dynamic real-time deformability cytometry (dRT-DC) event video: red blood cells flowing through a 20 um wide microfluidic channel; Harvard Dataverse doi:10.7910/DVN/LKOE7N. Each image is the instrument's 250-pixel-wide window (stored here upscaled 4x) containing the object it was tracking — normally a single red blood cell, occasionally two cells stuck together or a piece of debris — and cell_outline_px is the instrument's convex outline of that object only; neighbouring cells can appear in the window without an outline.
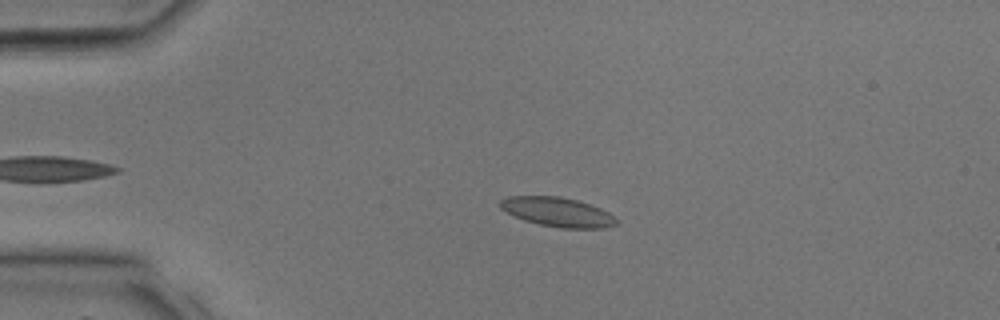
{"species": "common noctule bat (a hibernating species)", "species_latin": "Nyctalus noctula", "temperature_condition": "room temperature", "stored_images_in_passage": 31, "camera_frame_rate_fps": 3000, "um_per_image_px": 0.085, "animal": {"sex": "male", "body_mass_g": 17.9, "forearm_length_mm": 54.2}, "frame": {"image": 1, "passage_image": 8, "time_ms": 2.333, "image_size_px": [1000, 320], "cell_outline_px": [[620, 220], [616, 224], [604, 228], [560, 228], [540, 224], [524, 220], [500, 208], [500, 200], [508, 196], [560, 196], [576, 200], [600, 208], [608, 212]], "centroid_in_image_um": [47.42, 18.02], "position_along_channel_um": 37.6, "area_um2": 19.71}}
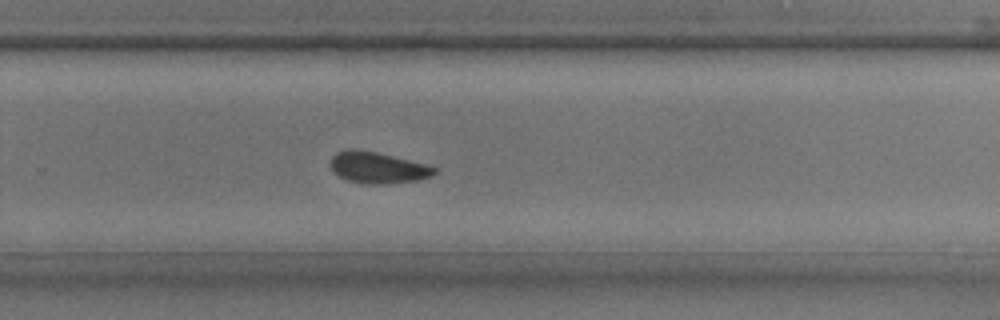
{"frame": {"image": 2, "passage_image": 23, "time_ms": 7.333, "image_size_px": [1000, 320], "cell_outline_px": [[436, 172], [432, 176], [420, 180], [388, 184], [364, 184], [348, 180], [340, 176], [332, 168], [332, 156], [336, 152], [348, 148], [352, 148], [376, 152], [424, 164], [436, 168]], "centroid_in_image_um": [32.11, 14.25], "position_along_channel_um": 297.7, "area_um2": 18.79}}
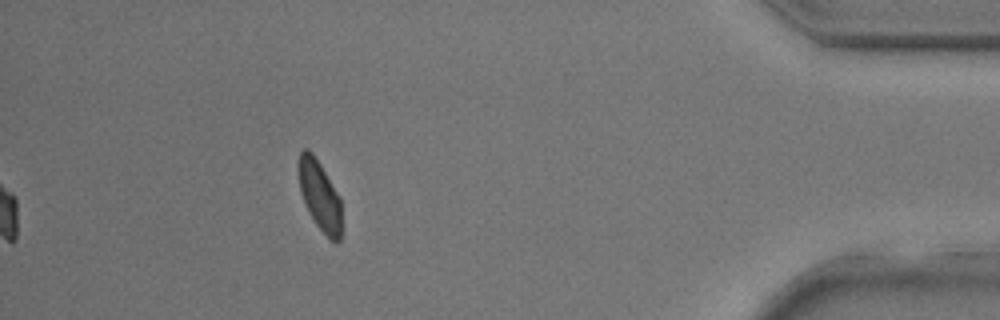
{"frame": {"image": 3, "passage_image": 31, "time_ms": 10.0, "image_size_px": [1000, 320], "cell_outline_px": [[340, 240], [336, 244], [316, 224], [308, 212], [300, 192], [296, 168], [296, 164], [300, 152], [304, 148], [308, 148], [312, 152], [320, 164], [340, 196]], "centroid_in_image_um": [27.12, 16.54], "position_along_channel_um": 408.1, "area_um2": 17.63}}